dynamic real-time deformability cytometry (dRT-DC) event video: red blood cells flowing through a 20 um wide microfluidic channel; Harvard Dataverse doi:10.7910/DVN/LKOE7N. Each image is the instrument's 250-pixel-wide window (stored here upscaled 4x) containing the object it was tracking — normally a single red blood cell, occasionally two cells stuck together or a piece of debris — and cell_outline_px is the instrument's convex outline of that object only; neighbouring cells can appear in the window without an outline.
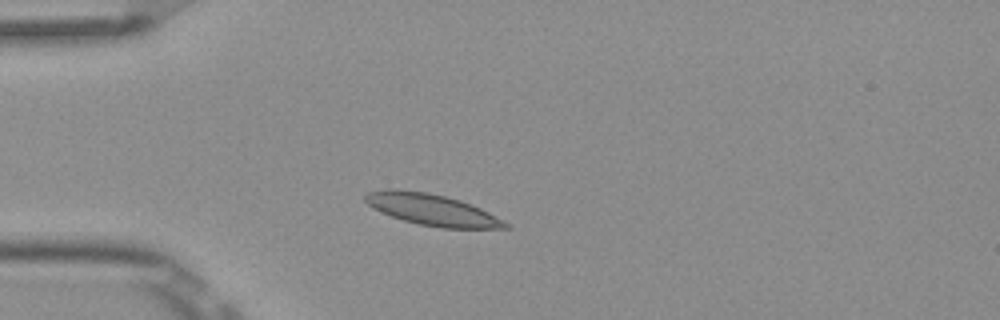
{"species": "Egyptian fruit bat (a non-hibernating species)", "species_latin": "Rousettus aegyptiacus", "temperature_condition": "room temperature", "stored_images_in_passage": 3, "camera_frame_rate_fps": 3000, "um_per_image_px": 0.085, "frame": {"image": 1, "passage_image": 2, "time_ms": 0.333, "image_size_px": [1000, 320], "cell_outline_px": [[512, 228], [440, 228], [420, 224], [404, 220], [392, 216], [372, 208], [364, 200], [364, 196], [368, 192], [388, 188], [396, 188], [428, 192], [460, 200], [472, 204], [512, 224]], "centroid_in_image_um": [36.74, 17.82], "position_along_channel_um": 48.3, "area_um2": 25.72}}